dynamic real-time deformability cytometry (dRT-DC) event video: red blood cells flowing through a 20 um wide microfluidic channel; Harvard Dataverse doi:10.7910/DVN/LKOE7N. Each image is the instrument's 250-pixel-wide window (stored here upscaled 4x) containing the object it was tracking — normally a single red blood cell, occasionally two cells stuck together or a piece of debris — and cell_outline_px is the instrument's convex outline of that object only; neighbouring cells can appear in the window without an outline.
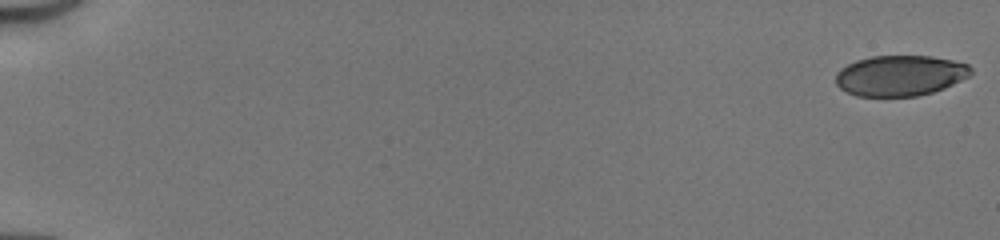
{"species": "human", "species_latin": "Homo sapiens", "temperature_condition": "cold", "stored_images_in_passage": 51, "camera_frame_rate_fps": 3000, "um_per_image_px": 0.085, "donor": {"sex": "male"}, "frame": {"image": 1, "passage_image": 1, "time_ms": 0.0, "image_size_px": [1000, 240], "cell_outline_px": [[972, 72], [968, 76], [944, 88], [932, 92], [916, 96], [856, 96], [840, 88], [836, 84], [836, 72], [840, 68], [856, 60], [872, 56], [932, 56], [952, 60], [968, 64], [972, 68]], "centroid_in_image_um": [76.49, 6.42], "position_along_channel_um": 8.5, "area_um2": 31.91}}
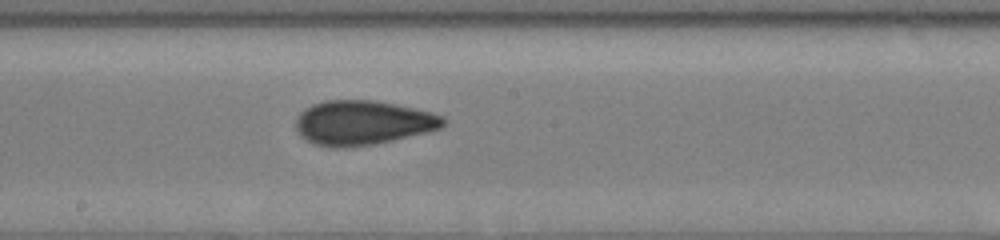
{"frame": {"image": 2, "passage_image": 30, "time_ms": 9.667, "image_size_px": [1000, 240], "cell_outline_px": [[448, 120], [444, 128], [428, 132], [392, 140], [372, 144], [344, 148], [332, 148], [312, 144], [300, 136], [296, 128], [296, 120], [300, 112], [304, 108], [312, 104], [324, 100], [372, 100], [396, 104], [432, 112], [444, 116]], "centroid_in_image_um": [30.85, 10.43], "position_along_channel_um": 217.4, "area_um2": 38.67}}
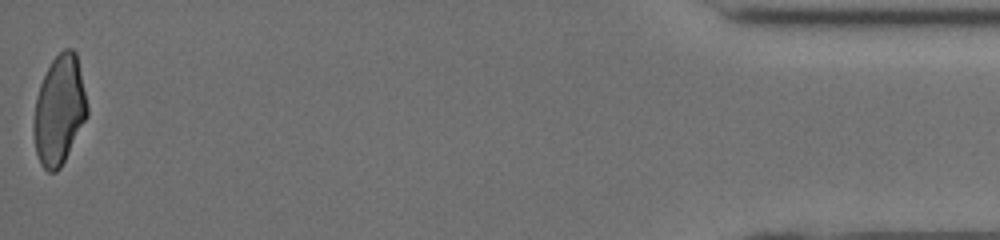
{"frame": {"image": 3, "passage_image": 51, "time_ms": 16.667, "image_size_px": [1000, 240], "cell_outline_px": [[88, 116], [60, 168], [56, 172], [48, 172], [40, 164], [36, 152], [32, 132], [32, 124], [36, 96], [40, 84], [52, 60], [64, 48], [72, 48], [76, 52], [88, 108]], "centroid_in_image_um": [5.02, 9.39], "position_along_channel_um": 430.2, "area_um2": 34.1}, "authors_computed_cell_mechanics": {"area_um2": 36.0094, "velocity_mm_per_s": 4.1744, "shape_relaxation_time_tau1_ms": null, "shape_relaxation_time_tau2_ms": 1.3329, "deformation_change_tau1": null, "deformation_change_tau2": 0.0549}}